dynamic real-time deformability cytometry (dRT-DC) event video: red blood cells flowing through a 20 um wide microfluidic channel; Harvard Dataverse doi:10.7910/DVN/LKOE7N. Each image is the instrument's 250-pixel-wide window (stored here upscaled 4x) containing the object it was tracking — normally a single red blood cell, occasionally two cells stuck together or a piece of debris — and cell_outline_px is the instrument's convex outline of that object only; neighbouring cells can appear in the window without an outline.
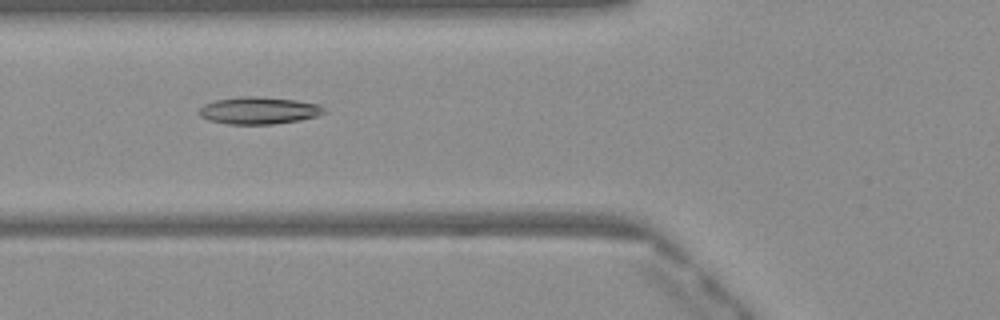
{"species": "Egyptian fruit bat (a non-hibernating species)", "species_latin": "Rousettus aegyptiacus", "temperature_condition": "warm", "stored_images_in_passage": 27, "camera_frame_rate_fps": 3000, "um_per_image_px": 0.085, "frame": {"image": 1, "passage_image": 10, "time_ms": 3.0, "image_size_px": [1000, 320], "cell_outline_px": [[324, 112], [316, 116], [300, 120], [272, 124], [228, 124], [208, 120], [200, 116], [200, 108], [204, 104], [216, 100], [244, 96], [260, 96], [296, 100], [320, 104], [324, 108]], "centroid_in_image_um": [22.0, 9.39], "position_along_channel_um": 103.8, "area_um2": 19.71}}
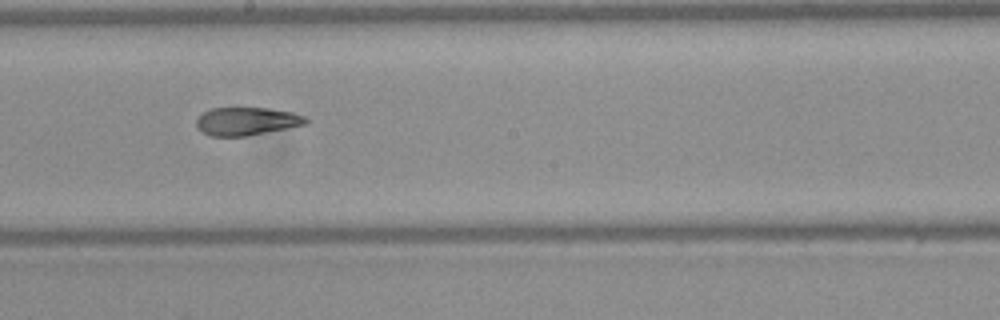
{"frame": {"image": 2, "passage_image": 19, "time_ms": 6.0, "image_size_px": [1000, 320], "cell_outline_px": [[308, 124], [244, 136], [212, 136], [204, 132], [196, 124], [196, 120], [204, 112], [212, 108], [268, 108], [292, 112], [304, 116], [308, 120]], "centroid_in_image_um": [20.99, 10.3], "position_along_channel_um": 227.2, "area_um2": 17.57}}
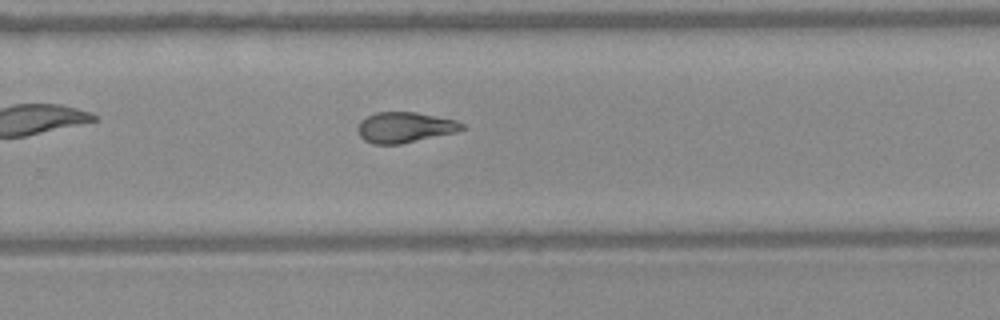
{"frame": {"image": 3, "passage_image": 24, "time_ms": 7.667, "image_size_px": [1000, 320], "cell_outline_px": [[468, 128], [456, 132], [400, 144], [372, 144], [364, 140], [360, 136], [356, 128], [360, 120], [376, 112], [416, 112], [456, 120], [464, 124]], "centroid_in_image_um": [34.41, 10.82], "position_along_channel_um": 295.4, "area_um2": 18.67}}